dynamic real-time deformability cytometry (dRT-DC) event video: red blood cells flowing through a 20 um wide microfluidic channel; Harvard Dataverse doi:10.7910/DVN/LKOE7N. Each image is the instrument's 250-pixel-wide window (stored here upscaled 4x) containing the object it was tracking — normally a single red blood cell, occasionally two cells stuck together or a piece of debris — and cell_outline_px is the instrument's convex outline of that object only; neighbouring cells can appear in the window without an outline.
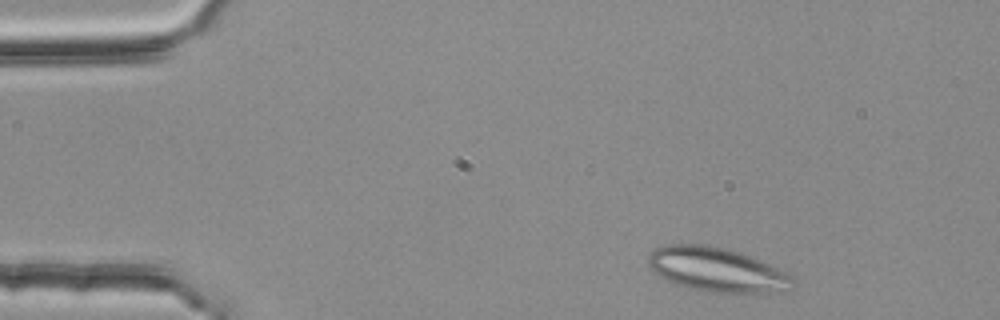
{"species": "common noctule bat (a hibernating species)", "species_latin": "Nyctalus noctula", "temperature_condition": "room temperature", "stored_images_in_passage": 45, "segment_of_instrument_passage": [1, 2], "camera_frame_rate_fps": 3000, "um_per_image_px": 0.085, "animal": {"sex": "female", "body_mass_g": 25.1}, "frame": {"image": 1, "passage_image": 2, "time_ms": 0.333, "image_size_px": [1000, 320], "cell_outline_px": [[792, 288], [764, 292], [708, 292], [688, 288], [676, 284], [652, 272], [648, 264], [648, 256], [656, 248], [668, 244], [708, 244], [728, 248], [740, 252], [760, 260], [792, 276]], "centroid_in_image_um": [60.86, 22.9], "position_along_channel_um": 24.1, "area_um2": 36.88}}